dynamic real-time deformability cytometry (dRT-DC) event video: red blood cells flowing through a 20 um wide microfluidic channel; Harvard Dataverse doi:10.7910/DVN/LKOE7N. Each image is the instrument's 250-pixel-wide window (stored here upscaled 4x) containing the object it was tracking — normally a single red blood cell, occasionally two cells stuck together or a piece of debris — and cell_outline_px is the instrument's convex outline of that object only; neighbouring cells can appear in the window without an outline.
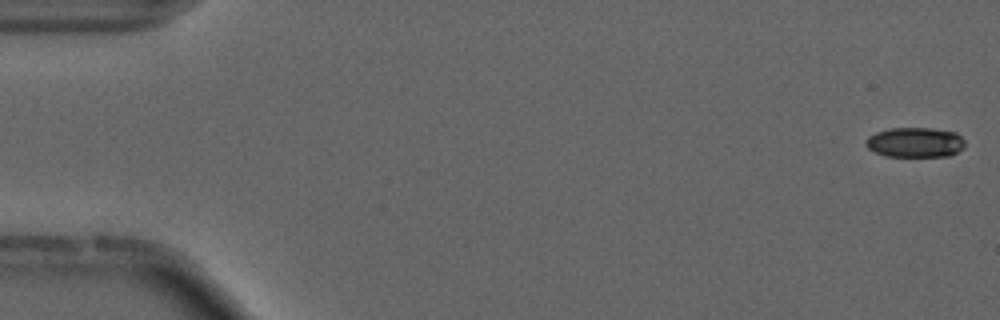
{"species": "common noctule bat (a hibernating species)", "species_latin": "Nyctalus noctula", "temperature_condition": "cold", "stored_images_in_passage": 14, "camera_frame_rate_fps": 3000, "um_per_image_px": 0.085, "animal": {"sex": "male", "forearm_length_mm": 52.5}, "frame": {"image": 1, "passage_image": 1, "time_ms": 0.0, "image_size_px": [1000, 320], "cell_outline_px": [[964, 148], [948, 156], [884, 156], [868, 148], [864, 144], [864, 140], [868, 136], [876, 132], [888, 128], [928, 128], [956, 132], [964, 140]], "centroid_in_image_um": [77.75, 12.09], "position_along_channel_um": 7.3, "area_um2": 17.34}}
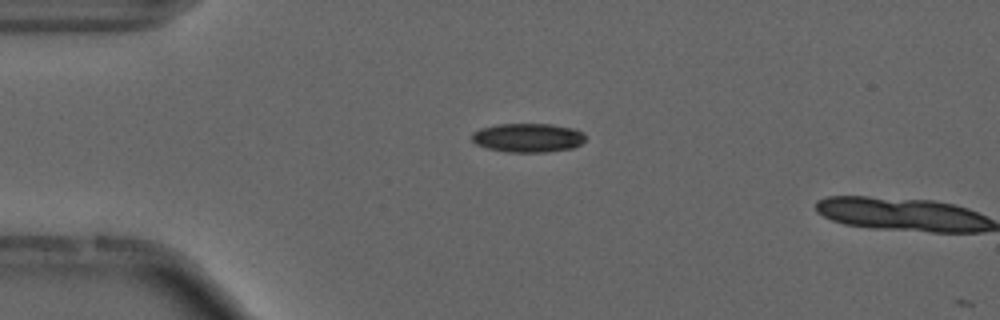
{"frame": {"image": 2, "passage_image": 13, "time_ms": 4.0, "image_size_px": [1000, 320], "cell_outline_px": [[584, 140], [580, 144], [572, 148], [548, 152], [508, 152], [488, 148], [476, 144], [472, 140], [472, 132], [480, 128], [496, 124], [552, 124], [572, 128], [584, 132]], "centroid_in_image_um": [44.86, 11.7], "position_along_channel_um": 40.1, "area_um2": 19.19}}